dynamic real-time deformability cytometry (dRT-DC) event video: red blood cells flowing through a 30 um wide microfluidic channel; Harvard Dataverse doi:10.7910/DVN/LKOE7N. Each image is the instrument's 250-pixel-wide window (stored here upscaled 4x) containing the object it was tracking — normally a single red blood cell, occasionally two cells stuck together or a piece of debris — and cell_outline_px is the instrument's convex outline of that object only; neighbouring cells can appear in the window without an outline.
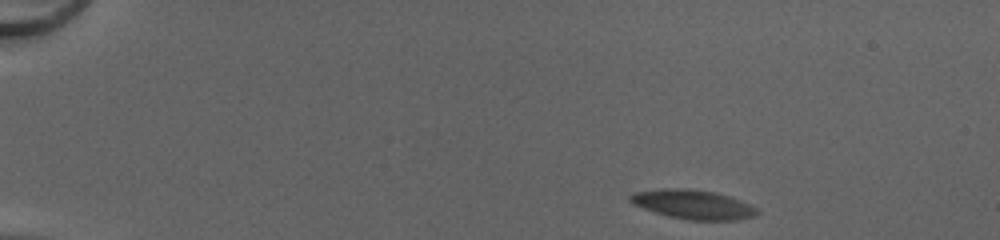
{"species": "common noctule bat (a hibernating species)", "species_latin": "Nyctalus noctula", "temperature_condition": "cold", "stored_images_in_passage": 46, "camera_frame_rate_fps": 3000, "um_per_image_px": 0.085, "animal": {"sex": "female", "body_mass_g": 20.0, "forearm_length_mm": 54.0}, "frame": {"image": 1, "passage_image": 1, "time_ms": 0.0, "image_size_px": [1000, 240], "cell_outline_px": [[760, 212], [756, 216], [736, 220], [688, 220], [668, 216], [632, 204], [628, 200], [628, 196], [636, 192], [664, 188], [688, 188], [712, 192], [728, 196], [740, 200], [756, 208]], "centroid_in_image_um": [58.9, 17.38], "position_along_channel_um": 26.1, "area_um2": 21.5}}
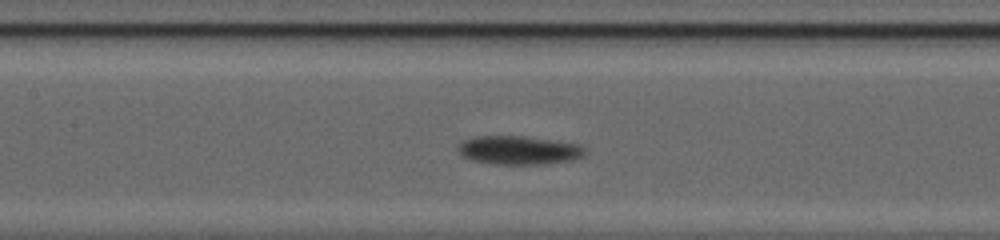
{"frame": {"image": 2, "passage_image": 20, "time_ms": 6.333, "image_size_px": [1000, 240], "cell_outline_px": [[588, 152], [584, 156], [572, 160], [548, 164], [496, 164], [472, 160], [464, 156], [456, 148], [464, 140], [476, 136], [528, 136], [580, 144]], "centroid_in_image_um": [44.16, 12.76], "position_along_channel_um": 163.2, "area_um2": 21.33}}
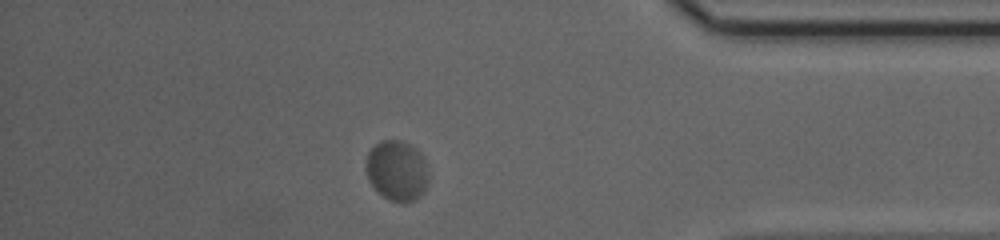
{"frame": {"image": 3, "passage_image": 40, "time_ms": 13.0, "image_size_px": [1000, 240], "cell_outline_px": [[428, 180], [424, 192], [416, 200], [400, 204], [388, 200], [368, 180], [364, 168], [364, 164], [368, 152], [380, 140], [400, 140], [416, 148], [424, 156], [428, 172]], "centroid_in_image_um": [33.74, 14.51], "position_along_channel_um": 401.5, "area_um2": 22.43}, "authors_computed_cell_mechanics": {"area_um2": 21.2126, "velocity_mm_per_s": 3.9489, "shape_relaxation_time_tau1_ms": 2.9358, "shape_relaxation_time_tau2_ms": null, "deformation_change_tau1": 0.1077, "deformation_change_tau2": null}}